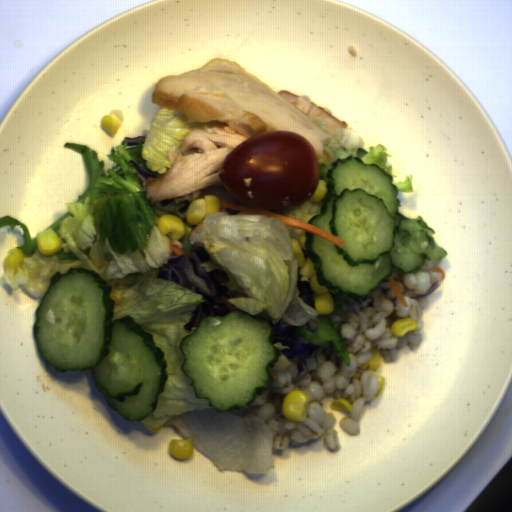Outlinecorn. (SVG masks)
Here are the masks:
<instances>
[{"instance_id":"51d56268","label":"corn","mask_w":512,"mask_h":512,"mask_svg":"<svg viewBox=\"0 0 512 512\" xmlns=\"http://www.w3.org/2000/svg\"><path fill=\"white\" fill-rule=\"evenodd\" d=\"M295 259L297 260L298 274L301 282H309L315 311L321 316L333 313L334 300L330 291L319 283L315 266L306 253V236L301 235L298 240L290 237Z\"/></svg>"},{"instance_id":"a0e27810","label":"corn","mask_w":512,"mask_h":512,"mask_svg":"<svg viewBox=\"0 0 512 512\" xmlns=\"http://www.w3.org/2000/svg\"><path fill=\"white\" fill-rule=\"evenodd\" d=\"M9 251L12 253L7 255L4 262V268L11 270L13 268L19 267L22 264L24 255L22 251L16 247H12Z\"/></svg>"},{"instance_id":"f22f9a43","label":"corn","mask_w":512,"mask_h":512,"mask_svg":"<svg viewBox=\"0 0 512 512\" xmlns=\"http://www.w3.org/2000/svg\"><path fill=\"white\" fill-rule=\"evenodd\" d=\"M330 407L334 411H347L350 413L353 411L351 403L345 398L341 397L332 401Z\"/></svg>"},{"instance_id":"2b8c4276","label":"corn","mask_w":512,"mask_h":512,"mask_svg":"<svg viewBox=\"0 0 512 512\" xmlns=\"http://www.w3.org/2000/svg\"><path fill=\"white\" fill-rule=\"evenodd\" d=\"M157 227L160 233L171 237L173 240L182 239L186 233L184 222L171 214L158 217Z\"/></svg>"},{"instance_id":"cfcad685","label":"corn","mask_w":512,"mask_h":512,"mask_svg":"<svg viewBox=\"0 0 512 512\" xmlns=\"http://www.w3.org/2000/svg\"><path fill=\"white\" fill-rule=\"evenodd\" d=\"M369 352H370L371 358L369 360H367L363 365H359L358 367H356L357 372L353 377L350 378L349 383H353V379H356V378L359 381H361L362 373H364V372H369L370 374H375L377 380L379 381V389L376 393V396H377L378 394L382 393L384 386H385L384 376H381L380 374L375 372V369H378L381 365V354H380L379 348L370 349Z\"/></svg>"},{"instance_id":"42891da5","label":"corn","mask_w":512,"mask_h":512,"mask_svg":"<svg viewBox=\"0 0 512 512\" xmlns=\"http://www.w3.org/2000/svg\"><path fill=\"white\" fill-rule=\"evenodd\" d=\"M417 329V323L410 317H401L392 322L390 326L391 333L394 336L401 337L407 332Z\"/></svg>"},{"instance_id":"5cfa1b94","label":"corn","mask_w":512,"mask_h":512,"mask_svg":"<svg viewBox=\"0 0 512 512\" xmlns=\"http://www.w3.org/2000/svg\"><path fill=\"white\" fill-rule=\"evenodd\" d=\"M221 209L220 200L212 195H204V198H196L190 201L185 216L187 224L197 225L211 213H217Z\"/></svg>"},{"instance_id":"6a14855c","label":"corn","mask_w":512,"mask_h":512,"mask_svg":"<svg viewBox=\"0 0 512 512\" xmlns=\"http://www.w3.org/2000/svg\"><path fill=\"white\" fill-rule=\"evenodd\" d=\"M124 119L125 113L122 110L113 109L108 115L103 116L101 120V127L111 137H115Z\"/></svg>"},{"instance_id":"f1292c28","label":"corn","mask_w":512,"mask_h":512,"mask_svg":"<svg viewBox=\"0 0 512 512\" xmlns=\"http://www.w3.org/2000/svg\"><path fill=\"white\" fill-rule=\"evenodd\" d=\"M309 396L300 389L292 390L284 396L281 411L288 421L302 422L306 419Z\"/></svg>"},{"instance_id":"3270194a","label":"corn","mask_w":512,"mask_h":512,"mask_svg":"<svg viewBox=\"0 0 512 512\" xmlns=\"http://www.w3.org/2000/svg\"><path fill=\"white\" fill-rule=\"evenodd\" d=\"M327 190H328L327 183L325 181L319 180L314 194L310 197L311 202H313V203L320 202L322 199L325 198V196L327 194Z\"/></svg>"},{"instance_id":"79e197a2","label":"corn","mask_w":512,"mask_h":512,"mask_svg":"<svg viewBox=\"0 0 512 512\" xmlns=\"http://www.w3.org/2000/svg\"><path fill=\"white\" fill-rule=\"evenodd\" d=\"M37 248L41 255L50 256L62 248L61 240L54 229L37 234Z\"/></svg>"},{"instance_id":"30e3d8cc","label":"corn","mask_w":512,"mask_h":512,"mask_svg":"<svg viewBox=\"0 0 512 512\" xmlns=\"http://www.w3.org/2000/svg\"><path fill=\"white\" fill-rule=\"evenodd\" d=\"M169 454L179 460L191 458L193 453V439H172L168 442Z\"/></svg>"}]
</instances>
